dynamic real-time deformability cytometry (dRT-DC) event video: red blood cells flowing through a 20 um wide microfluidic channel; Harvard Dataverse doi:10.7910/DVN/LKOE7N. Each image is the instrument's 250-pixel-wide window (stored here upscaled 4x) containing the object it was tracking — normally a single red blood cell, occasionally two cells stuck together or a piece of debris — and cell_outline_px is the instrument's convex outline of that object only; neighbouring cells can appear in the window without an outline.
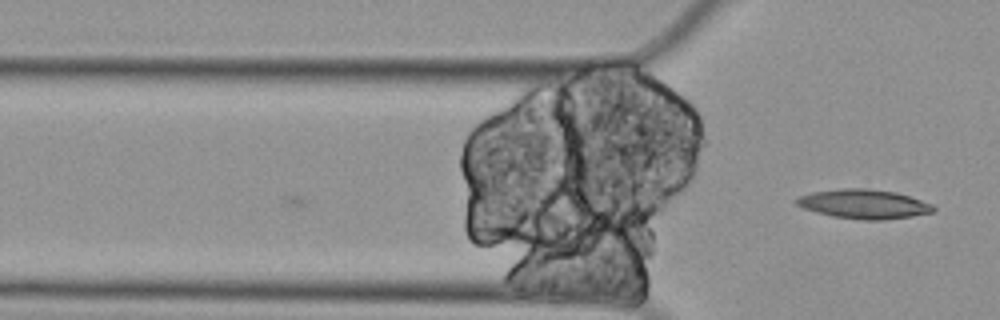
{"species": "Egyptian fruit bat (a non-hibernating species)", "species_latin": "Rousettus aegyptiacus", "temperature_condition": "cold", "stored_images_in_passage": 5, "camera_frame_rate_fps": 3000, "um_per_image_px": 0.085, "animal": {"sex": "female"}, "frame": {"image": 1, "passage_image": 5, "time_ms": 1.333, "image_size_px": [1000, 320], "cell_outline_px": [[936, 208], [932, 212], [912, 216], [884, 220], [860, 220], [832, 216], [816, 212], [804, 208], [796, 204], [796, 200], [800, 196], [812, 192], [844, 188], [868, 188], [896, 192], [932, 204]], "centroid_in_image_um": [73.43, 17.35], "position_along_channel_um": 52.4, "area_um2": 23.24}}